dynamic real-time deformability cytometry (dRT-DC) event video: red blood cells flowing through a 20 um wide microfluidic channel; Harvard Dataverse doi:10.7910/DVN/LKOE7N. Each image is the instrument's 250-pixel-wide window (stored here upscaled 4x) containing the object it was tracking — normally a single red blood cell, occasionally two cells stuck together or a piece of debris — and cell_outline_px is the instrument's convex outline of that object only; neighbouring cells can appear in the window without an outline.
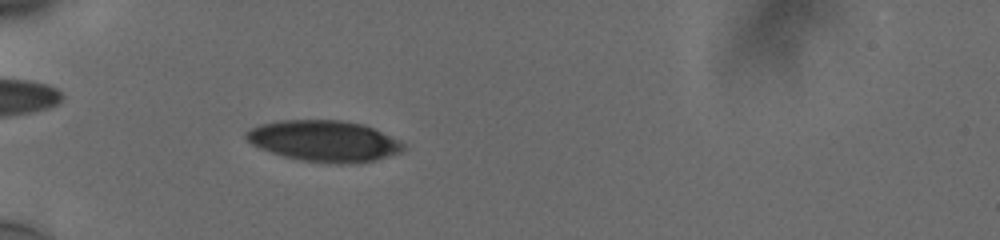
{"species": "human", "species_latin": "Homo sapiens", "temperature_condition": "cold", "stored_images_in_passage": 53, "camera_frame_rate_fps": 3000, "um_per_image_px": 0.085, "donor": {"sex": "male"}, "frame": {"image": 1, "passage_image": 16, "time_ms": 5.0, "image_size_px": [1000, 240], "cell_outline_px": [[404, 148], [400, 152], [372, 160], [340, 164], [304, 160], [284, 156], [260, 148], [252, 144], [244, 136], [244, 132], [260, 124], [280, 120], [340, 120], [364, 124], [400, 140], [404, 144]], "centroid_in_image_um": [27.53, 11.96], "position_along_channel_um": 57.5, "area_um2": 37.17}}
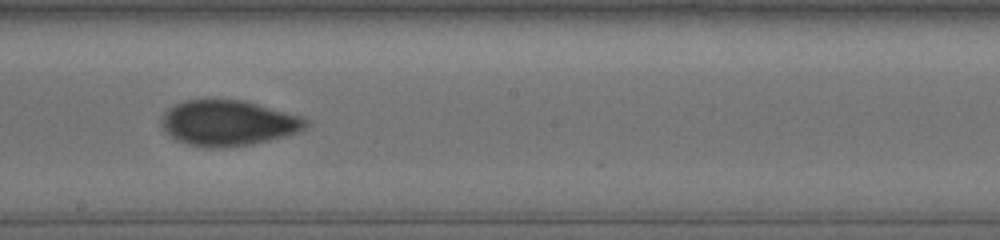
{"frame": {"image": 2, "passage_image": 31, "time_ms": 10.0, "image_size_px": [1000, 240], "cell_outline_px": [[308, 124], [304, 128], [296, 132], [284, 136], [252, 144], [220, 148], [208, 148], [188, 144], [176, 140], [164, 128], [160, 120], [164, 112], [168, 108], [184, 100], [244, 100], [300, 116], [308, 120]], "centroid_in_image_um": [19.37, 10.45], "position_along_channel_um": 228.8, "area_um2": 37.92}}
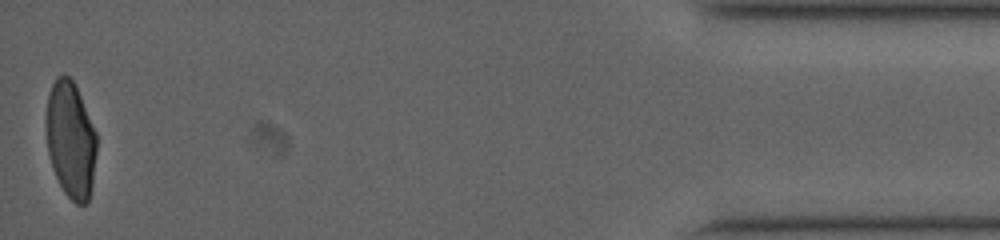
{"frame": {"image": 3, "passage_image": 53, "time_ms": 17.333, "image_size_px": [1000, 240], "cell_outline_px": [[96, 152], [92, 184], [88, 200], [84, 204], [76, 204], [64, 192], [56, 176], [48, 152], [44, 120], [48, 96], [52, 84], [56, 76], [64, 72], [72, 80], [80, 96], [96, 132]], "centroid_in_image_um": [5.98, 11.84], "position_along_channel_um": 429.2, "area_um2": 34.28}, "authors_computed_cell_mechanics": {"area_um2": 36.2984, "velocity_mm_per_s": 3.7648, "shape_relaxation_time_tau1_ms": 7.4141, "shape_relaxation_time_tau2_ms": 1.4368, "deformation_change_tau1": 0.1935, "deformation_change_tau2": 0.0613}}